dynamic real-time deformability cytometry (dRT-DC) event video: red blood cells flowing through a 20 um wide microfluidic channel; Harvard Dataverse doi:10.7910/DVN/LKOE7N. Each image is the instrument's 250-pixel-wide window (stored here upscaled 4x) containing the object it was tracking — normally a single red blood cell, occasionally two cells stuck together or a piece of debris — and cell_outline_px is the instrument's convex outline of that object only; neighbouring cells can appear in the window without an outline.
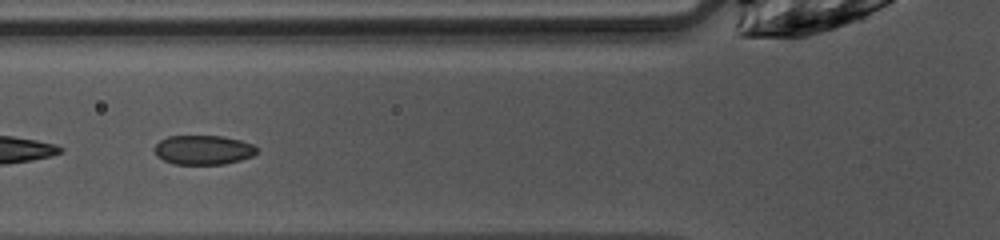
{"species": "common noctule bat (a hibernating species)", "species_latin": "Nyctalus noctula", "temperature_condition": "warm", "stored_images_in_passage": 19, "camera_frame_rate_fps": 3000, "um_per_image_px": 0.085, "animal": {"sex": "female", "body_mass_g": 10.0, "forearm_length_mm": 53.1}, "frame": {"image": 1, "passage_image": 6, "time_ms": 1.667, "image_size_px": [1000, 240], "cell_outline_px": [[260, 148], [252, 156], [240, 160], [224, 164], [172, 164], [156, 156], [152, 148], [160, 140], [168, 136], [224, 136], [240, 140], [252, 144]], "centroid_in_image_um": [17.26, 12.74], "position_along_channel_um": 108.5, "area_um2": 17.69}}
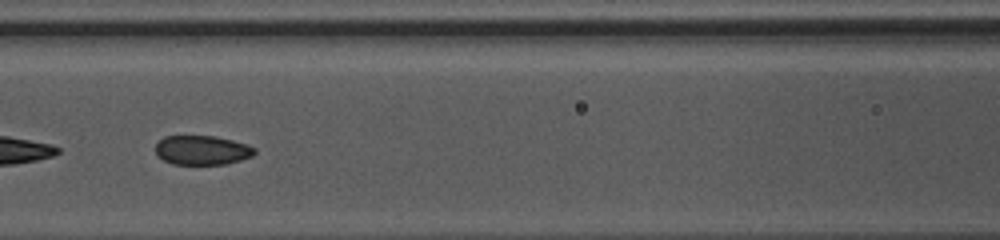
{"frame": {"image": 2, "passage_image": 9, "time_ms": 2.667, "image_size_px": [1000, 240], "cell_outline_px": [[256, 152], [252, 156], [240, 160], [224, 164], [172, 164], [164, 160], [156, 152], [156, 144], [164, 136], [216, 136], [248, 144], [256, 148]], "centroid_in_image_um": [17.21, 12.76], "position_along_channel_um": 149.4, "area_um2": 16.88}}